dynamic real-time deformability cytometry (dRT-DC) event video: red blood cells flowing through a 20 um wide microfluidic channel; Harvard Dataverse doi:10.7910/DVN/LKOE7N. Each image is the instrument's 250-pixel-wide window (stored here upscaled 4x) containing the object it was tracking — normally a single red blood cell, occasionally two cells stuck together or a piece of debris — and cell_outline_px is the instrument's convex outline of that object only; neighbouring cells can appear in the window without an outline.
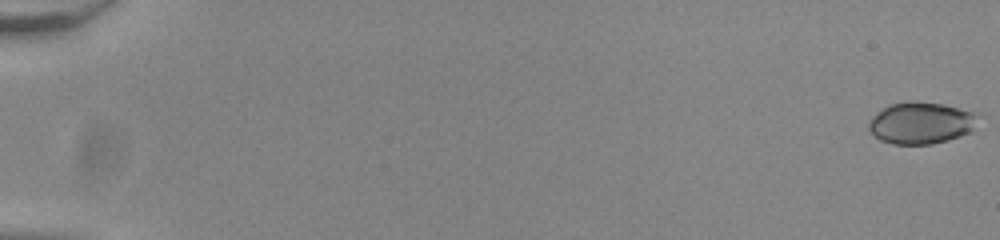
{"species": "common noctule bat (a hibernating species)", "species_latin": "Nyctalus noctula", "temperature_condition": "room temperature", "stored_images_in_passage": 55, "camera_frame_rate_fps": 3000, "um_per_image_px": 0.085, "animal": {"sex": "male", "body_mass_g": 20.0, "forearm_length_mm": 53.3}, "frame": {"image": 1, "passage_image": 1, "time_ms": 0.0, "image_size_px": [1000, 240], "cell_outline_px": [[980, 116], [972, 128], [968, 132], [960, 136], [948, 140], [932, 144], [892, 144], [880, 140], [868, 128], [868, 124], [872, 116], [888, 104], [944, 104], [972, 112]], "centroid_in_image_um": [78.27, 10.49], "position_along_channel_um": 6.7, "area_um2": 25.78}}
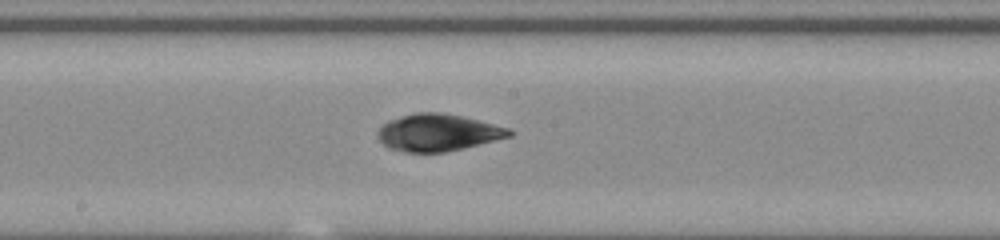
{"frame": {"image": 2, "passage_image": 32, "time_ms": 10.333, "image_size_px": [1000, 240], "cell_outline_px": [[512, 136], [464, 148], [444, 152], [408, 152], [388, 148], [380, 140], [380, 128], [388, 120], [416, 112], [440, 112], [460, 116], [508, 128], [512, 132]], "centroid_in_image_um": [37.23, 11.27], "position_along_channel_um": 211.0, "area_um2": 27.86}}
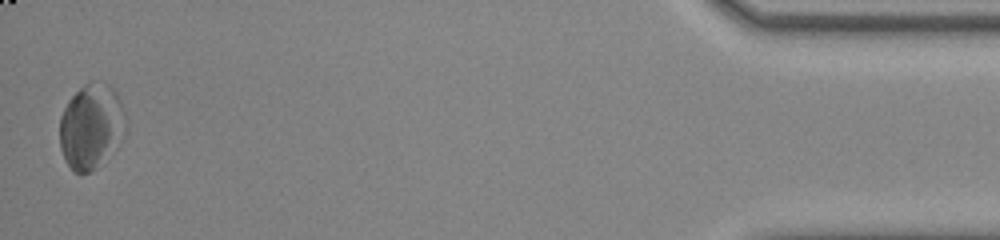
{"frame": {"image": 3, "passage_image": 55, "time_ms": 18.0, "image_size_px": [1000, 240], "cell_outline_px": [[124, 112], [116, 136], [92, 172], [80, 176], [72, 172], [64, 160], [60, 148], [60, 116], [68, 100], [84, 84], [92, 80], [104, 80], [116, 92], [120, 100]], "centroid_in_image_um": [7.6, 10.68], "position_along_channel_um": 427.6, "area_um2": 31.21}, "authors_computed_cell_mechanics": {"area_um2": 26.4146, "velocity_mm_per_s": 3.8554, "shape_relaxation_time_tau1_ms": 5.6015, "shape_relaxation_time_tau2_ms": 2.4285, "deformation_change_tau1": 0.1092, "deformation_change_tau2": 0.0649}}